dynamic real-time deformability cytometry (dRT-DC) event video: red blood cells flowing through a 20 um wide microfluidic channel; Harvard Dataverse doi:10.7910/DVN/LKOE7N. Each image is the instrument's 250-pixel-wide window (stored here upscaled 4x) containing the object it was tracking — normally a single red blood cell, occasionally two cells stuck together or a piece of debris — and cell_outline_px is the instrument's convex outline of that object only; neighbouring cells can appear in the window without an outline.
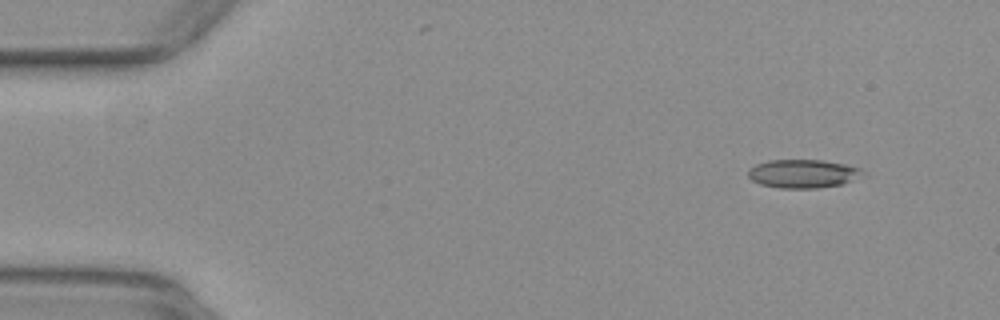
{"species": "common noctule bat (a hibernating species)", "species_latin": "Nyctalus noctula", "temperature_condition": "warm", "stored_images_in_passage": 15, "camera_frame_rate_fps": 3000, "um_per_image_px": 0.085, "animal": {"sex": "female", "body_mass_g": 29.2, "forearm_length_mm": 56.3}, "frame": {"image": 1, "passage_image": 1, "time_ms": 0.0, "image_size_px": [1000, 320], "cell_outline_px": [[868, 176], [840, 184], [816, 188], [780, 188], [760, 184], [752, 180], [748, 176], [748, 168], [756, 164], [768, 160], [820, 160], [844, 164], [860, 168]], "centroid_in_image_um": [68.27, 14.76], "position_along_channel_um": 16.7, "area_um2": 19.13}}
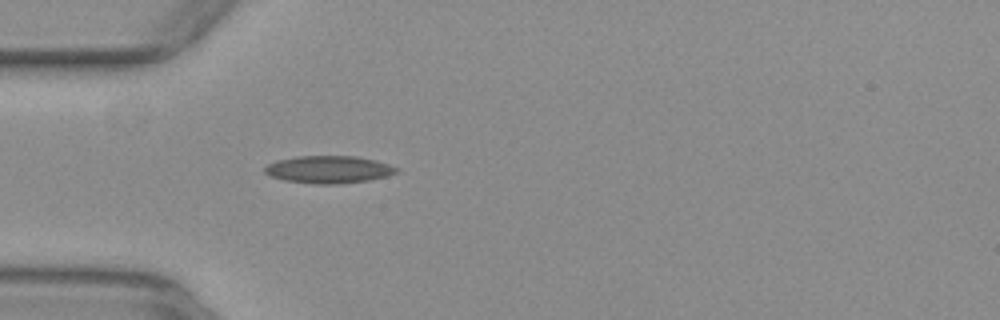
{"frame": {"image": 2, "passage_image": 12, "time_ms": 3.667, "image_size_px": [1000, 320], "cell_outline_px": [[400, 168], [396, 172], [388, 176], [368, 180], [336, 184], [312, 184], [284, 180], [272, 176], [264, 172], [264, 168], [268, 164], [276, 160], [296, 156], [356, 156], [376, 160]], "centroid_in_image_um": [27.94, 14.4], "position_along_channel_um": 57.1, "area_um2": 21.1}}